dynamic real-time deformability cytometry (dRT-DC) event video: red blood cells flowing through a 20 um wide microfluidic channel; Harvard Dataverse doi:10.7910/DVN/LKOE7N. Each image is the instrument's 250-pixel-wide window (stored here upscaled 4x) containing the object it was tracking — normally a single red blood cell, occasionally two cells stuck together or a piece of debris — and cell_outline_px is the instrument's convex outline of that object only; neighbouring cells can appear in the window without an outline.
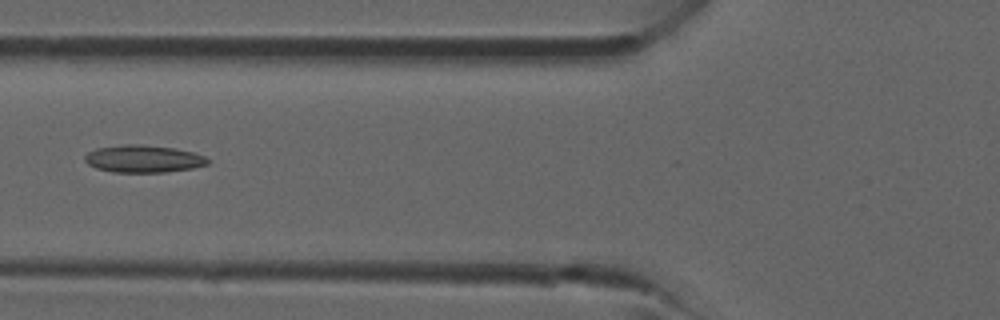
{"species": "common noctule bat (a hibernating species)", "species_latin": "Nyctalus noctula", "temperature_condition": "room temperature", "stored_images_in_passage": 29, "camera_frame_rate_fps": 3000, "um_per_image_px": 0.085, "animal": {"sex": "male", "forearm_length_mm": 52.5}, "frame": {"image": 1, "passage_image": 4, "time_ms": 1.0, "image_size_px": [1000, 320], "cell_outline_px": [[208, 164], [192, 168], [164, 172], [112, 172], [96, 168], [88, 164], [84, 160], [84, 156], [88, 152], [96, 148], [120, 144], [140, 144], [176, 148], [192, 152], [204, 156], [208, 160]], "centroid_in_image_um": [12.14, 13.49], "position_along_channel_um": 113.7, "area_um2": 19.65}}
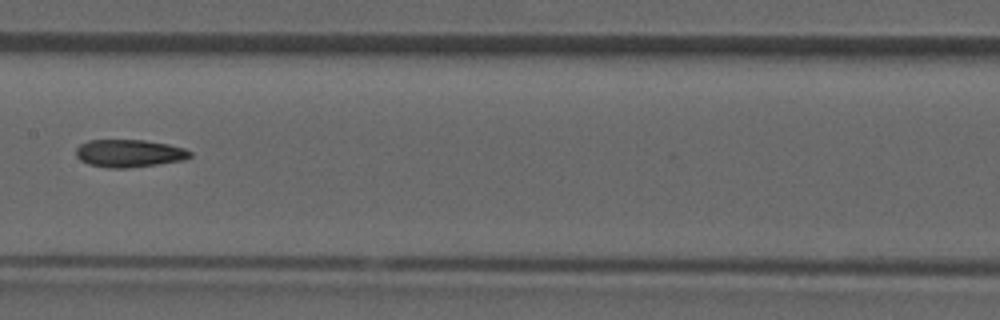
{"frame": {"image": 2, "passage_image": 9, "time_ms": 2.667, "image_size_px": [1000, 320], "cell_outline_px": [[192, 156], [184, 160], [128, 168], [108, 168], [88, 164], [80, 160], [76, 156], [76, 148], [80, 144], [88, 140], [144, 140], [168, 144], [184, 148], [192, 152]], "centroid_in_image_um": [10.97, 13.03], "position_along_channel_um": 196.4, "area_um2": 18.44}}
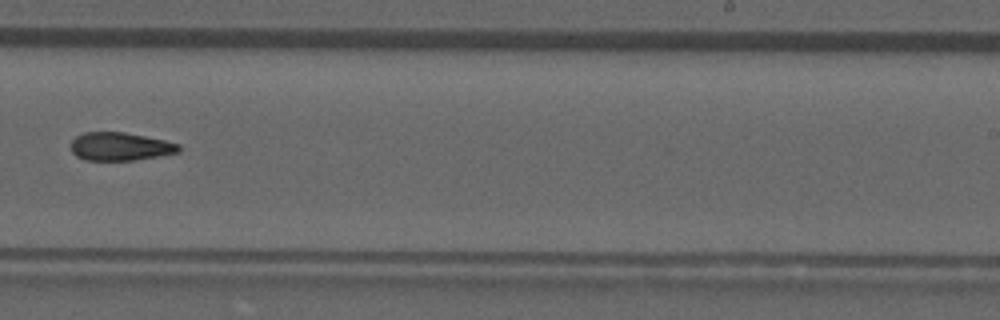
{"frame": {"image": 3, "passage_image": 14, "time_ms": 4.333, "image_size_px": [1000, 320], "cell_outline_px": [[180, 152], [136, 160], [84, 160], [76, 156], [72, 152], [72, 140], [76, 136], [84, 132], [124, 132], [164, 140], [180, 144]], "centroid_in_image_um": [10.21, 12.45], "position_along_channel_um": 278.8, "area_um2": 17.69}}